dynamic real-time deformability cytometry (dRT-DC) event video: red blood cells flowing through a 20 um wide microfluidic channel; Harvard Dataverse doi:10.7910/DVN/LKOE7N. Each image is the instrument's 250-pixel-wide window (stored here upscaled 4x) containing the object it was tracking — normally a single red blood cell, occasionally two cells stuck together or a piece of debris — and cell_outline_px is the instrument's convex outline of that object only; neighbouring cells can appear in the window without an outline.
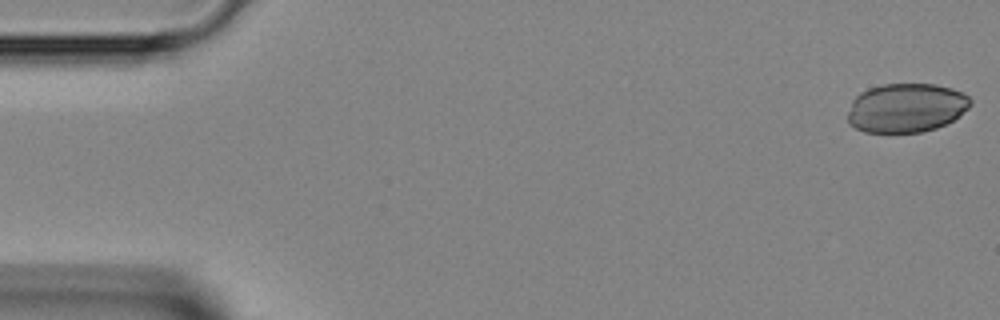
{"species": "Egyptian fruit bat (a non-hibernating species)", "species_latin": "Rousettus aegyptiacus", "temperature_condition": "room temperature", "stored_images_in_passage": 10, "camera_frame_rate_fps": 3000, "um_per_image_px": 0.085, "animal": {"sex": "female"}, "frame": {"image": 1, "passage_image": 1, "time_ms": 0.0, "image_size_px": [1000, 320], "cell_outline_px": [[972, 104], [960, 116], [936, 128], [920, 132], [864, 132], [848, 124], [848, 112], [852, 100], [860, 92], [868, 88], [884, 84], [936, 84], [952, 88], [968, 96], [972, 100]], "centroid_in_image_um": [77.02, 9.16], "position_along_channel_um": 8.0, "area_um2": 35.2}}